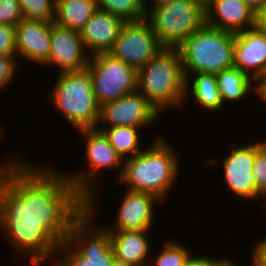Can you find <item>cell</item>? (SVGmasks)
Returning a JSON list of instances; mask_svg holds the SVG:
<instances>
[{
  "label": "cell",
  "instance_id": "12",
  "mask_svg": "<svg viewBox=\"0 0 266 266\" xmlns=\"http://www.w3.org/2000/svg\"><path fill=\"white\" fill-rule=\"evenodd\" d=\"M261 141L232 150L227 158L222 160L226 186L238 197L258 198L261 194L255 186L252 174L257 150Z\"/></svg>",
  "mask_w": 266,
  "mask_h": 266
},
{
  "label": "cell",
  "instance_id": "7",
  "mask_svg": "<svg viewBox=\"0 0 266 266\" xmlns=\"http://www.w3.org/2000/svg\"><path fill=\"white\" fill-rule=\"evenodd\" d=\"M91 216L92 213L87 210L73 224L69 230L67 241L62 243L59 248V251L61 249L69 250L63 259L54 263L56 266H112L114 250L111 245L110 233L104 228L95 229L96 231L93 233L91 221H89Z\"/></svg>",
  "mask_w": 266,
  "mask_h": 266
},
{
  "label": "cell",
  "instance_id": "28",
  "mask_svg": "<svg viewBox=\"0 0 266 266\" xmlns=\"http://www.w3.org/2000/svg\"><path fill=\"white\" fill-rule=\"evenodd\" d=\"M22 19L18 0H0V24L16 26Z\"/></svg>",
  "mask_w": 266,
  "mask_h": 266
},
{
  "label": "cell",
  "instance_id": "37",
  "mask_svg": "<svg viewBox=\"0 0 266 266\" xmlns=\"http://www.w3.org/2000/svg\"><path fill=\"white\" fill-rule=\"evenodd\" d=\"M215 266H237V264L233 263L229 259H219L215 263Z\"/></svg>",
  "mask_w": 266,
  "mask_h": 266
},
{
  "label": "cell",
  "instance_id": "31",
  "mask_svg": "<svg viewBox=\"0 0 266 266\" xmlns=\"http://www.w3.org/2000/svg\"><path fill=\"white\" fill-rule=\"evenodd\" d=\"M252 266H266V239H263L255 246Z\"/></svg>",
  "mask_w": 266,
  "mask_h": 266
},
{
  "label": "cell",
  "instance_id": "36",
  "mask_svg": "<svg viewBox=\"0 0 266 266\" xmlns=\"http://www.w3.org/2000/svg\"><path fill=\"white\" fill-rule=\"evenodd\" d=\"M112 266H135V265L125 262L124 260H121L114 256Z\"/></svg>",
  "mask_w": 266,
  "mask_h": 266
},
{
  "label": "cell",
  "instance_id": "5",
  "mask_svg": "<svg viewBox=\"0 0 266 266\" xmlns=\"http://www.w3.org/2000/svg\"><path fill=\"white\" fill-rule=\"evenodd\" d=\"M52 101L77 130L97 128L100 105L87 69L58 74Z\"/></svg>",
  "mask_w": 266,
  "mask_h": 266
},
{
  "label": "cell",
  "instance_id": "16",
  "mask_svg": "<svg viewBox=\"0 0 266 266\" xmlns=\"http://www.w3.org/2000/svg\"><path fill=\"white\" fill-rule=\"evenodd\" d=\"M205 24L236 34L255 27V13L244 0H212L205 8Z\"/></svg>",
  "mask_w": 266,
  "mask_h": 266
},
{
  "label": "cell",
  "instance_id": "11",
  "mask_svg": "<svg viewBox=\"0 0 266 266\" xmlns=\"http://www.w3.org/2000/svg\"><path fill=\"white\" fill-rule=\"evenodd\" d=\"M160 113L138 91L126 94L100 107L99 122H106L109 127H137L153 123Z\"/></svg>",
  "mask_w": 266,
  "mask_h": 266
},
{
  "label": "cell",
  "instance_id": "1",
  "mask_svg": "<svg viewBox=\"0 0 266 266\" xmlns=\"http://www.w3.org/2000/svg\"><path fill=\"white\" fill-rule=\"evenodd\" d=\"M10 162L0 166V230L40 266L67 241L87 199L64 174Z\"/></svg>",
  "mask_w": 266,
  "mask_h": 266
},
{
  "label": "cell",
  "instance_id": "33",
  "mask_svg": "<svg viewBox=\"0 0 266 266\" xmlns=\"http://www.w3.org/2000/svg\"><path fill=\"white\" fill-rule=\"evenodd\" d=\"M255 27L266 34V4L255 13Z\"/></svg>",
  "mask_w": 266,
  "mask_h": 266
},
{
  "label": "cell",
  "instance_id": "41",
  "mask_svg": "<svg viewBox=\"0 0 266 266\" xmlns=\"http://www.w3.org/2000/svg\"><path fill=\"white\" fill-rule=\"evenodd\" d=\"M266 102V94L261 98Z\"/></svg>",
  "mask_w": 266,
  "mask_h": 266
},
{
  "label": "cell",
  "instance_id": "40",
  "mask_svg": "<svg viewBox=\"0 0 266 266\" xmlns=\"http://www.w3.org/2000/svg\"><path fill=\"white\" fill-rule=\"evenodd\" d=\"M262 147L266 149V142L261 141Z\"/></svg>",
  "mask_w": 266,
  "mask_h": 266
},
{
  "label": "cell",
  "instance_id": "21",
  "mask_svg": "<svg viewBox=\"0 0 266 266\" xmlns=\"http://www.w3.org/2000/svg\"><path fill=\"white\" fill-rule=\"evenodd\" d=\"M215 77L223 105L226 104L227 100H241L249 93L251 80L254 81L251 75H247L235 67L215 73Z\"/></svg>",
  "mask_w": 266,
  "mask_h": 266
},
{
  "label": "cell",
  "instance_id": "30",
  "mask_svg": "<svg viewBox=\"0 0 266 266\" xmlns=\"http://www.w3.org/2000/svg\"><path fill=\"white\" fill-rule=\"evenodd\" d=\"M15 62L14 56H0V89L12 81L17 66Z\"/></svg>",
  "mask_w": 266,
  "mask_h": 266
},
{
  "label": "cell",
  "instance_id": "20",
  "mask_svg": "<svg viewBox=\"0 0 266 266\" xmlns=\"http://www.w3.org/2000/svg\"><path fill=\"white\" fill-rule=\"evenodd\" d=\"M97 10V0H56L54 22L81 32Z\"/></svg>",
  "mask_w": 266,
  "mask_h": 266
},
{
  "label": "cell",
  "instance_id": "4",
  "mask_svg": "<svg viewBox=\"0 0 266 266\" xmlns=\"http://www.w3.org/2000/svg\"><path fill=\"white\" fill-rule=\"evenodd\" d=\"M234 41V33L204 24L178 45L186 89H189L192 72L215 74L234 67Z\"/></svg>",
  "mask_w": 266,
  "mask_h": 266
},
{
  "label": "cell",
  "instance_id": "26",
  "mask_svg": "<svg viewBox=\"0 0 266 266\" xmlns=\"http://www.w3.org/2000/svg\"><path fill=\"white\" fill-rule=\"evenodd\" d=\"M190 255L188 248L169 242L154 259L153 266H184Z\"/></svg>",
  "mask_w": 266,
  "mask_h": 266
},
{
  "label": "cell",
  "instance_id": "15",
  "mask_svg": "<svg viewBox=\"0 0 266 266\" xmlns=\"http://www.w3.org/2000/svg\"><path fill=\"white\" fill-rule=\"evenodd\" d=\"M51 22L22 19L16 25V57L45 64L51 50Z\"/></svg>",
  "mask_w": 266,
  "mask_h": 266
},
{
  "label": "cell",
  "instance_id": "25",
  "mask_svg": "<svg viewBox=\"0 0 266 266\" xmlns=\"http://www.w3.org/2000/svg\"><path fill=\"white\" fill-rule=\"evenodd\" d=\"M18 2L24 19L54 22L56 0H18Z\"/></svg>",
  "mask_w": 266,
  "mask_h": 266
},
{
  "label": "cell",
  "instance_id": "9",
  "mask_svg": "<svg viewBox=\"0 0 266 266\" xmlns=\"http://www.w3.org/2000/svg\"><path fill=\"white\" fill-rule=\"evenodd\" d=\"M80 135L86 139V156L90 170L84 174H77L74 177L67 176L70 182L87 199V210L93 213L94 205L93 180L95 175L102 169H112L113 167L123 166L122 158L116 150L110 145L108 138L101 130L97 128L80 129ZM89 171V172H88ZM93 178V179H92ZM92 182V183H91Z\"/></svg>",
  "mask_w": 266,
  "mask_h": 266
},
{
  "label": "cell",
  "instance_id": "2",
  "mask_svg": "<svg viewBox=\"0 0 266 266\" xmlns=\"http://www.w3.org/2000/svg\"><path fill=\"white\" fill-rule=\"evenodd\" d=\"M157 137L152 147L123 160L118 179L128 184L127 190L149 193L162 201L178 176L179 162L174 150Z\"/></svg>",
  "mask_w": 266,
  "mask_h": 266
},
{
  "label": "cell",
  "instance_id": "38",
  "mask_svg": "<svg viewBox=\"0 0 266 266\" xmlns=\"http://www.w3.org/2000/svg\"><path fill=\"white\" fill-rule=\"evenodd\" d=\"M199 3L204 9L212 2V0H195Z\"/></svg>",
  "mask_w": 266,
  "mask_h": 266
},
{
  "label": "cell",
  "instance_id": "10",
  "mask_svg": "<svg viewBox=\"0 0 266 266\" xmlns=\"http://www.w3.org/2000/svg\"><path fill=\"white\" fill-rule=\"evenodd\" d=\"M162 48L152 26L144 19L126 22L109 53L138 71Z\"/></svg>",
  "mask_w": 266,
  "mask_h": 266
},
{
  "label": "cell",
  "instance_id": "27",
  "mask_svg": "<svg viewBox=\"0 0 266 266\" xmlns=\"http://www.w3.org/2000/svg\"><path fill=\"white\" fill-rule=\"evenodd\" d=\"M252 174L256 189L266 195V149L262 146L256 152Z\"/></svg>",
  "mask_w": 266,
  "mask_h": 266
},
{
  "label": "cell",
  "instance_id": "22",
  "mask_svg": "<svg viewBox=\"0 0 266 266\" xmlns=\"http://www.w3.org/2000/svg\"><path fill=\"white\" fill-rule=\"evenodd\" d=\"M106 128L99 129V126H97V129L104 133V135L108 138L110 145L116 150L122 159H124L128 154H131L130 157H132L143 151L139 148V128L119 126Z\"/></svg>",
  "mask_w": 266,
  "mask_h": 266
},
{
  "label": "cell",
  "instance_id": "14",
  "mask_svg": "<svg viewBox=\"0 0 266 266\" xmlns=\"http://www.w3.org/2000/svg\"><path fill=\"white\" fill-rule=\"evenodd\" d=\"M234 56V67L247 75L251 73L257 82L266 69V34L256 27L236 33Z\"/></svg>",
  "mask_w": 266,
  "mask_h": 266
},
{
  "label": "cell",
  "instance_id": "19",
  "mask_svg": "<svg viewBox=\"0 0 266 266\" xmlns=\"http://www.w3.org/2000/svg\"><path fill=\"white\" fill-rule=\"evenodd\" d=\"M148 231L124 230L109 232L114 256L135 266L145 265L146 259L151 254L149 253V241L146 237Z\"/></svg>",
  "mask_w": 266,
  "mask_h": 266
},
{
  "label": "cell",
  "instance_id": "29",
  "mask_svg": "<svg viewBox=\"0 0 266 266\" xmlns=\"http://www.w3.org/2000/svg\"><path fill=\"white\" fill-rule=\"evenodd\" d=\"M16 26L0 24V56H15Z\"/></svg>",
  "mask_w": 266,
  "mask_h": 266
},
{
  "label": "cell",
  "instance_id": "8",
  "mask_svg": "<svg viewBox=\"0 0 266 266\" xmlns=\"http://www.w3.org/2000/svg\"><path fill=\"white\" fill-rule=\"evenodd\" d=\"M86 69L100 106L137 90V70L109 52L89 56Z\"/></svg>",
  "mask_w": 266,
  "mask_h": 266
},
{
  "label": "cell",
  "instance_id": "23",
  "mask_svg": "<svg viewBox=\"0 0 266 266\" xmlns=\"http://www.w3.org/2000/svg\"><path fill=\"white\" fill-rule=\"evenodd\" d=\"M192 92L198 103L206 109L219 111L223 102L220 97L215 74L194 73Z\"/></svg>",
  "mask_w": 266,
  "mask_h": 266
},
{
  "label": "cell",
  "instance_id": "18",
  "mask_svg": "<svg viewBox=\"0 0 266 266\" xmlns=\"http://www.w3.org/2000/svg\"><path fill=\"white\" fill-rule=\"evenodd\" d=\"M125 23L122 18L98 9L80 32L85 48L92 51L89 56L109 52Z\"/></svg>",
  "mask_w": 266,
  "mask_h": 266
},
{
  "label": "cell",
  "instance_id": "13",
  "mask_svg": "<svg viewBox=\"0 0 266 266\" xmlns=\"http://www.w3.org/2000/svg\"><path fill=\"white\" fill-rule=\"evenodd\" d=\"M51 50L44 65H58L59 74L63 72L81 71L88 65V55L81 33L51 22Z\"/></svg>",
  "mask_w": 266,
  "mask_h": 266
},
{
  "label": "cell",
  "instance_id": "17",
  "mask_svg": "<svg viewBox=\"0 0 266 266\" xmlns=\"http://www.w3.org/2000/svg\"><path fill=\"white\" fill-rule=\"evenodd\" d=\"M156 201L161 200L152 194L127 190L118 210L117 221L114 223L116 227L107 230L109 232L150 230Z\"/></svg>",
  "mask_w": 266,
  "mask_h": 266
},
{
  "label": "cell",
  "instance_id": "34",
  "mask_svg": "<svg viewBox=\"0 0 266 266\" xmlns=\"http://www.w3.org/2000/svg\"><path fill=\"white\" fill-rule=\"evenodd\" d=\"M259 80L260 82H257L258 84L254 88L257 91L256 93H258L257 95L262 98L266 94V69Z\"/></svg>",
  "mask_w": 266,
  "mask_h": 266
},
{
  "label": "cell",
  "instance_id": "39",
  "mask_svg": "<svg viewBox=\"0 0 266 266\" xmlns=\"http://www.w3.org/2000/svg\"><path fill=\"white\" fill-rule=\"evenodd\" d=\"M167 1H169V0H154L155 3L153 2V6H151V8L155 7L157 5L163 4V3L167 2Z\"/></svg>",
  "mask_w": 266,
  "mask_h": 266
},
{
  "label": "cell",
  "instance_id": "35",
  "mask_svg": "<svg viewBox=\"0 0 266 266\" xmlns=\"http://www.w3.org/2000/svg\"><path fill=\"white\" fill-rule=\"evenodd\" d=\"M244 1L254 13H256L266 4V0H244Z\"/></svg>",
  "mask_w": 266,
  "mask_h": 266
},
{
  "label": "cell",
  "instance_id": "3",
  "mask_svg": "<svg viewBox=\"0 0 266 266\" xmlns=\"http://www.w3.org/2000/svg\"><path fill=\"white\" fill-rule=\"evenodd\" d=\"M137 89L159 113L169 105H182L188 91L177 48L163 47L137 71Z\"/></svg>",
  "mask_w": 266,
  "mask_h": 266
},
{
  "label": "cell",
  "instance_id": "24",
  "mask_svg": "<svg viewBox=\"0 0 266 266\" xmlns=\"http://www.w3.org/2000/svg\"><path fill=\"white\" fill-rule=\"evenodd\" d=\"M98 9L110 12L125 22H139L149 12L145 0H97Z\"/></svg>",
  "mask_w": 266,
  "mask_h": 266
},
{
  "label": "cell",
  "instance_id": "32",
  "mask_svg": "<svg viewBox=\"0 0 266 266\" xmlns=\"http://www.w3.org/2000/svg\"><path fill=\"white\" fill-rule=\"evenodd\" d=\"M219 259L216 258H208L207 257H194L192 256V254L189 256V258L187 259L186 263L184 264V266H215V263L218 261Z\"/></svg>",
  "mask_w": 266,
  "mask_h": 266
},
{
  "label": "cell",
  "instance_id": "6",
  "mask_svg": "<svg viewBox=\"0 0 266 266\" xmlns=\"http://www.w3.org/2000/svg\"><path fill=\"white\" fill-rule=\"evenodd\" d=\"M146 20L166 48H177L205 24V9L195 0H169L150 8Z\"/></svg>",
  "mask_w": 266,
  "mask_h": 266
}]
</instances>
